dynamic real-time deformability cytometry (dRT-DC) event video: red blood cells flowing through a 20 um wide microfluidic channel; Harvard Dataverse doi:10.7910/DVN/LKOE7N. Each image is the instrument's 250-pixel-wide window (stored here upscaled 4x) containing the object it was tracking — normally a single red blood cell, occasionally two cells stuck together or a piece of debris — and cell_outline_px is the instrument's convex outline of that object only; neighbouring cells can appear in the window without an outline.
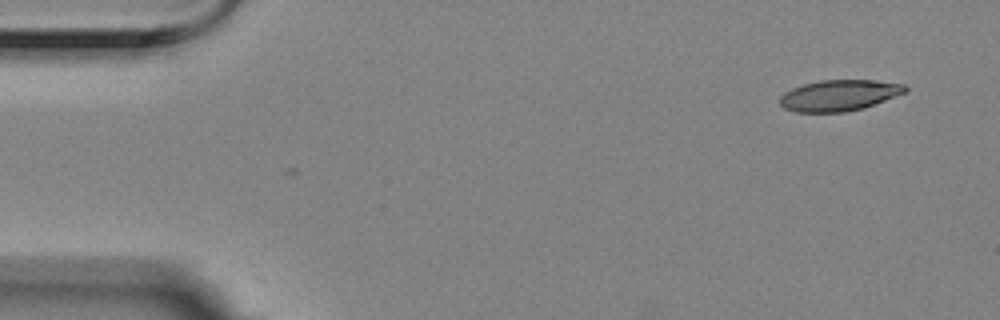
{"species": "Egyptian fruit bat (a non-hibernating species)", "species_latin": "Rousettus aegyptiacus", "temperature_condition": "room temperature", "stored_images_in_passage": 6, "camera_frame_rate_fps": 3000, "um_per_image_px": 0.085, "animal": {"sex": "female"}, "frame": {"image": 1, "passage_image": 6, "time_ms": 1.667, "image_size_px": [1000, 320], "cell_outline_px": [[908, 92], [864, 108], [844, 112], [796, 112], [784, 108], [780, 104], [780, 96], [784, 92], [792, 88], [804, 84], [820, 80], [876, 80], [904, 84], [908, 88]], "centroid_in_image_um": [71.35, 8.1], "position_along_channel_um": 13.6, "area_um2": 22.83}}